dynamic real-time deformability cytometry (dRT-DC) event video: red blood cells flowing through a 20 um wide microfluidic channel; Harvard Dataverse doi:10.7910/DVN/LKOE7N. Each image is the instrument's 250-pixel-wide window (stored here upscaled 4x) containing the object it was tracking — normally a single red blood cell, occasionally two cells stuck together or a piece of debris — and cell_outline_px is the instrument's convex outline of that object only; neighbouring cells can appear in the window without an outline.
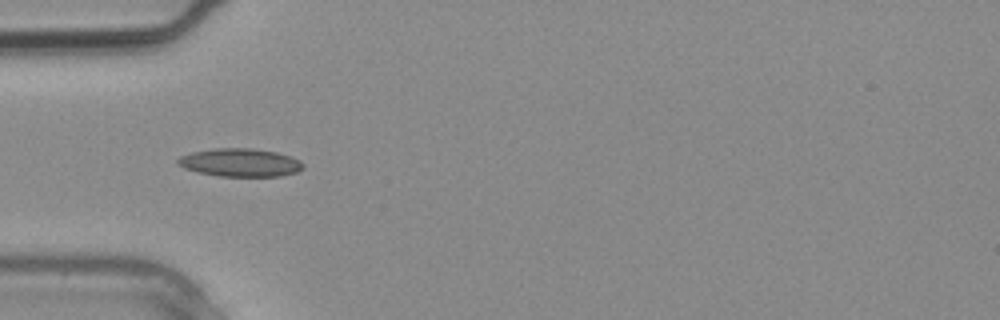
{"species": "common noctule bat (a hibernating species)", "species_latin": "Nyctalus noctula", "temperature_condition": "warm", "stored_images_in_passage": 2, "camera_frame_rate_fps": 3000, "um_per_image_px": 0.085, "animal": {"sex": "male", "body_mass_g": 20.4}, "frame": {"image": 1, "passage_image": 2, "time_ms": 0.333, "image_size_px": [1000, 320], "cell_outline_px": [[304, 168], [296, 172], [280, 176], [220, 176], [200, 172], [184, 168], [176, 164], [176, 160], [180, 156], [192, 152], [212, 148], [252, 148], [276, 152], [300, 160], [304, 164]], "centroid_in_image_um": [20.4, 13.81], "position_along_channel_um": 64.6, "area_um2": 20.52}}